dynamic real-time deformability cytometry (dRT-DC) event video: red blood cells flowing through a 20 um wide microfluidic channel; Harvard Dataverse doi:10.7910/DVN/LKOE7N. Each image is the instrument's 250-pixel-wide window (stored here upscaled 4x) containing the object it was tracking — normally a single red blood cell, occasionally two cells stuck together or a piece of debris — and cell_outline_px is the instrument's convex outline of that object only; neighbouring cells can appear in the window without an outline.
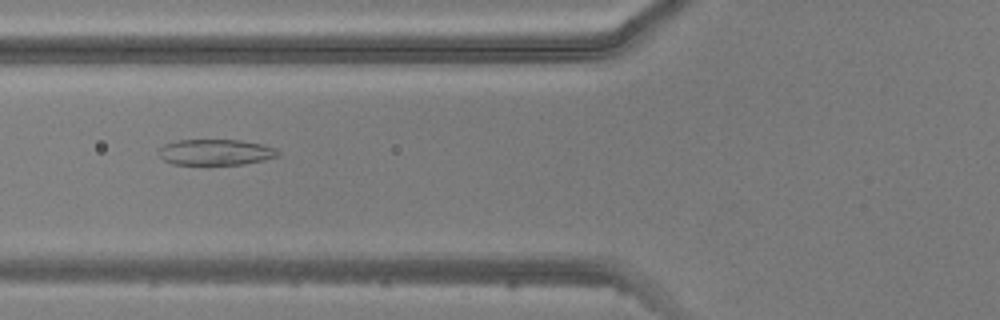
{"species": "common noctule bat (a hibernating species)", "species_latin": "Nyctalus noctula", "temperature_condition": "warm", "stored_images_in_passage": 6, "camera_frame_rate_fps": 3000, "um_per_image_px": 0.085, "animal": {"sex": "male", "body_mass_g": 20.5, "forearm_length_mm": 52.5}, "frame": {"image": 1, "passage_image": 5, "time_ms": 5.667, "image_size_px": [1000, 320], "cell_outline_px": [[280, 156], [264, 160], [244, 164], [172, 164], [164, 160], [156, 152], [164, 144], [176, 140], [240, 140], [260, 144], [272, 148], [280, 152]], "centroid_in_image_um": [18.29, 12.93], "position_along_channel_um": 107.5, "area_um2": 17.92}}
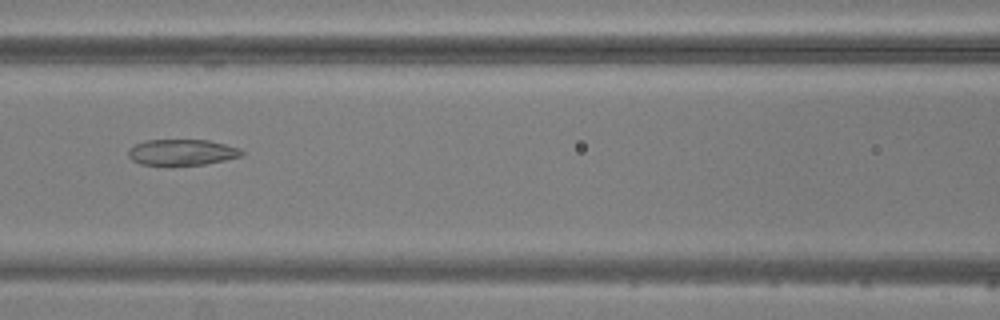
{"frame": {"image": 2, "passage_image": 6, "time_ms": 6.667, "image_size_px": [1000, 320], "cell_outline_px": [[244, 156], [204, 164], [140, 164], [132, 160], [128, 156], [128, 152], [136, 144], [144, 140], [208, 140], [240, 148], [244, 152]], "centroid_in_image_um": [15.5, 12.93], "position_along_channel_um": 151.1, "area_um2": 16.88}}